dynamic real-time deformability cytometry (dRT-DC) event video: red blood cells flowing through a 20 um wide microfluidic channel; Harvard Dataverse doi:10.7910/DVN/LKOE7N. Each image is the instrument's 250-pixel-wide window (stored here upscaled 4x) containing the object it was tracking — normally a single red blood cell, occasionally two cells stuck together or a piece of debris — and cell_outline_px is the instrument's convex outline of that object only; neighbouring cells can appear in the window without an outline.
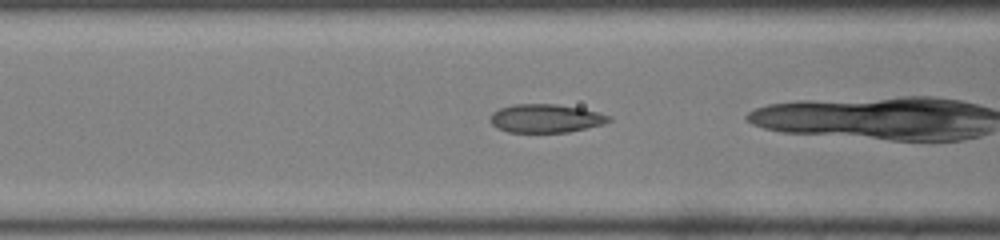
{"species": "common noctule bat (a hibernating species)", "species_latin": "Nyctalus noctula", "temperature_condition": "room temperature", "stored_images_in_passage": 37, "camera_frame_rate_fps": 3000, "um_per_image_px": 0.085, "animal": {"sex": "male", "body_mass_g": 19.0, "forearm_length_mm": 50.8}, "frame": {"image": 1, "passage_image": 17, "time_ms": 5.333, "image_size_px": [1000, 240], "cell_outline_px": [[612, 120], [604, 124], [568, 132], [508, 132], [496, 128], [492, 124], [492, 112], [500, 108], [512, 104], [556, 104], [580, 108], [612, 116]], "centroid_in_image_um": [46.4, 10.06], "position_along_channel_um": 120.2, "area_um2": 19.59}}
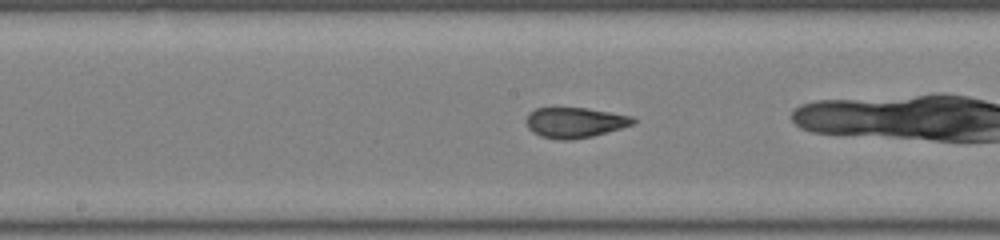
{"frame": {"image": 2, "passage_image": 23, "time_ms": 7.333, "image_size_px": [1000, 240], "cell_outline_px": [[636, 124], [592, 136], [572, 140], [560, 140], [540, 136], [532, 132], [528, 128], [528, 112], [536, 108], [584, 108], [632, 116], [636, 120]], "centroid_in_image_um": [48.87, 10.42], "position_along_channel_um": 199.3, "area_um2": 18.79}}
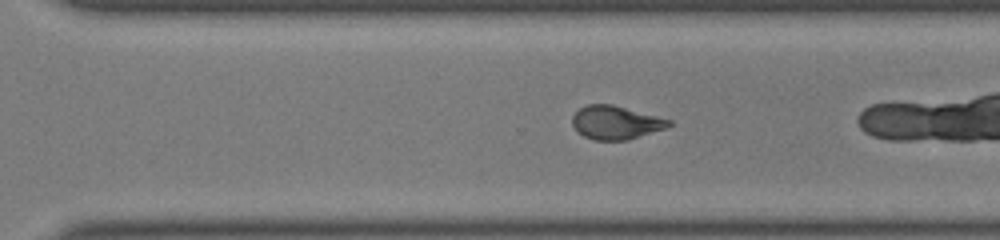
{"frame": {"image": 3, "passage_image": 32, "time_ms": 10.333, "image_size_px": [1000, 240], "cell_outline_px": [[672, 124], [668, 128], [628, 140], [596, 140], [584, 136], [572, 124], [572, 116], [580, 108], [588, 104], [612, 104], [672, 120]], "centroid_in_image_um": [52.38, 10.41], "position_along_channel_um": 318.2, "area_um2": 18.79}}